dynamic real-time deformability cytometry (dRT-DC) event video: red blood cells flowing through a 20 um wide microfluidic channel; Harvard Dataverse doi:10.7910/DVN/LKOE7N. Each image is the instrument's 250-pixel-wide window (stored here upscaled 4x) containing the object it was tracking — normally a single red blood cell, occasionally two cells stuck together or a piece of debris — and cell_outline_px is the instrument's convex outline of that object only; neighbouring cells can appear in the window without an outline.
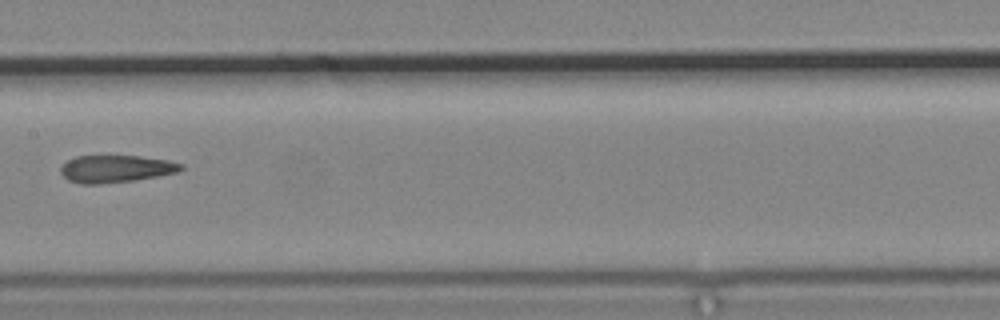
{"species": "common noctule bat (a hibernating species)", "species_latin": "Nyctalus noctula", "temperature_condition": "cold", "stored_images_in_passage": 8, "camera_frame_rate_fps": 3000, "um_per_image_px": 0.085, "animal": {"sex": "male", "body_mass_g": 19.2, "forearm_length_mm": 51.8}, "frame": {"image": 1, "passage_image": 8, "time_ms": 9.0, "image_size_px": [1000, 320], "cell_outline_px": [[184, 168], [176, 172], [156, 176], [132, 180], [100, 184], [80, 184], [68, 180], [60, 172], [60, 168], [68, 160], [76, 156], [140, 156], [168, 160], [184, 164]], "centroid_in_image_um": [9.84, 14.34], "position_along_channel_um": 197.6, "area_um2": 19.02}}